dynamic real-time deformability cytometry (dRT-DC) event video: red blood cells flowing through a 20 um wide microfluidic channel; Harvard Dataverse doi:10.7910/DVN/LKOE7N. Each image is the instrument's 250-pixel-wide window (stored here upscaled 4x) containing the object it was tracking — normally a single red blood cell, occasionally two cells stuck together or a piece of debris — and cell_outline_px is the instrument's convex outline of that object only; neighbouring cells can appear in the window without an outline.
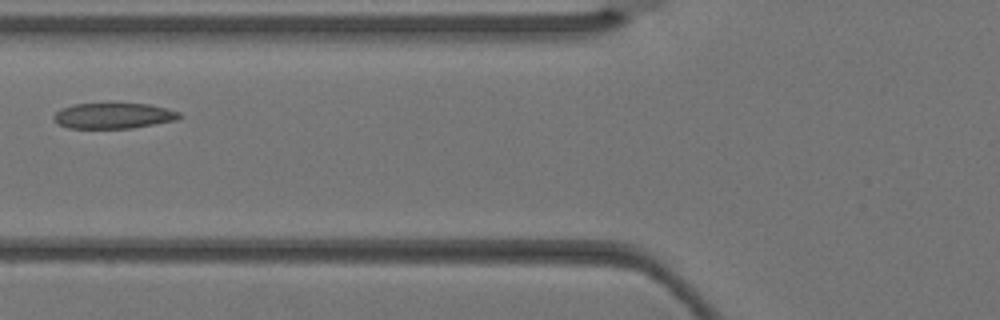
{"species": "Egyptian fruit bat (a non-hibernating species)", "species_latin": "Rousettus aegyptiacus", "temperature_condition": "warm", "stored_images_in_passage": 3, "camera_frame_rate_fps": 3000, "um_per_image_px": 0.085, "animal": {"sex": "female"}, "frame": {"image": 1, "passage_image": 3, "time_ms": 0.667, "image_size_px": [1000, 320], "cell_outline_px": [[180, 116], [176, 120], [132, 128], [68, 128], [60, 124], [52, 116], [60, 108], [72, 104], [148, 104], [168, 108], [180, 112]], "centroid_in_image_um": [9.64, 9.83], "position_along_channel_um": 116.2, "area_um2": 18.61}}